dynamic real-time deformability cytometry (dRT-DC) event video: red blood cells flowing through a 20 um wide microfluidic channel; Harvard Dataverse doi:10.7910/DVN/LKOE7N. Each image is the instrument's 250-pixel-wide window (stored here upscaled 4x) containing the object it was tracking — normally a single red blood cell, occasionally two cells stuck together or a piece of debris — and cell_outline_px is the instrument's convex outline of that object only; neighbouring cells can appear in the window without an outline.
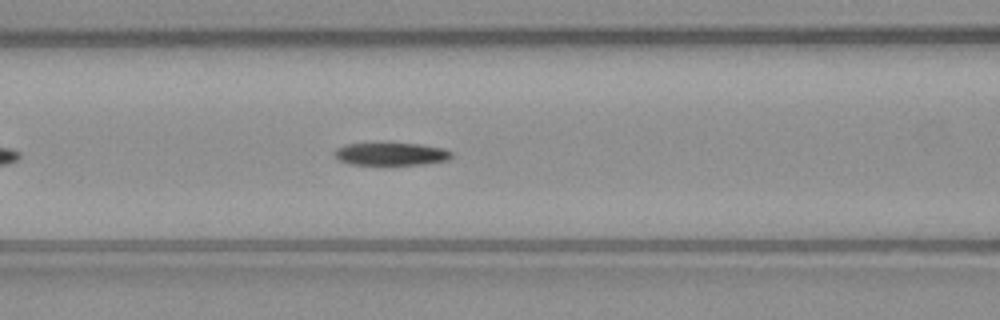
{"species": "common noctule bat (a hibernating species)", "species_latin": "Nyctalus noctula", "temperature_condition": "warm", "stored_images_in_passage": 32, "camera_frame_rate_fps": 3000, "um_per_image_px": 0.085, "animal": {"sex": "male", "body_mass_g": 23.1, "forearm_length_mm": 52.7}, "frame": {"image": 1, "passage_image": 10, "time_ms": 3.0, "image_size_px": [1000, 320], "cell_outline_px": [[452, 156], [448, 160], [424, 164], [352, 164], [340, 160], [332, 152], [336, 148], [344, 144], [420, 144], [444, 148], [452, 152]], "centroid_in_image_um": [33.26, 13.09], "position_along_channel_um": 133.3, "area_um2": 15.2}}